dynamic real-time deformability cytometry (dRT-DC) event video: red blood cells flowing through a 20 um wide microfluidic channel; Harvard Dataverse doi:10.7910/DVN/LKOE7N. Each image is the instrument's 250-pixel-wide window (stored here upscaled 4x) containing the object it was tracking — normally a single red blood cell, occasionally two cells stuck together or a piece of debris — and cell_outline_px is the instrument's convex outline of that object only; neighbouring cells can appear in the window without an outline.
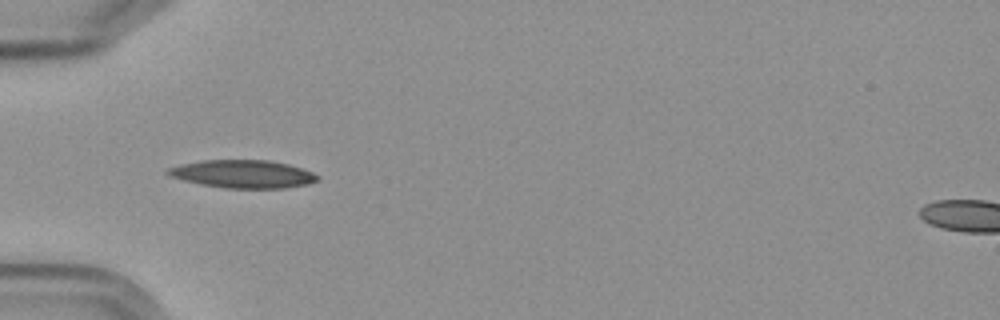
{"species": "Egyptian fruit bat (a non-hibernating species)", "species_latin": "Rousettus aegyptiacus", "temperature_condition": "cold", "stored_images_in_passage": 7, "camera_frame_rate_fps": 3000, "um_per_image_px": 0.085, "frame": {"image": 1, "passage_image": 6, "time_ms": 6.0, "image_size_px": [1000, 320], "cell_outline_px": [[320, 180], [308, 184], [284, 188], [224, 188], [200, 184], [168, 176], [164, 172], [168, 168], [180, 164], [200, 160], [268, 160], [288, 164], [312, 172], [320, 176]], "centroid_in_image_um": [20.63, 14.79], "position_along_channel_um": 64.4, "area_um2": 24.51}}
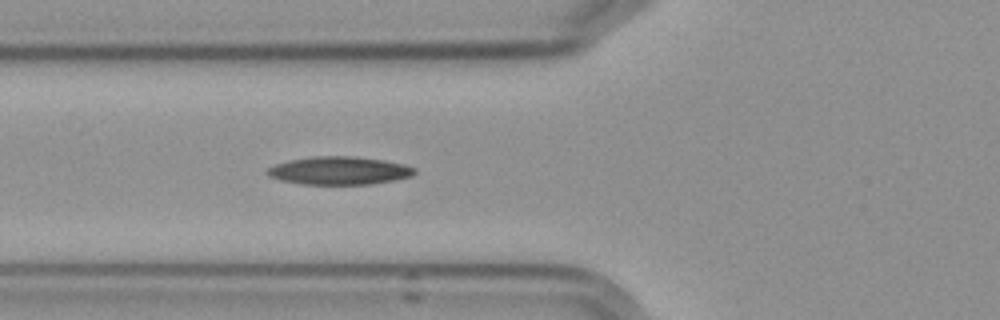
{"frame": {"image": 2, "passage_image": 7, "time_ms": 7.0, "image_size_px": [1000, 320], "cell_outline_px": [[416, 172], [412, 176], [392, 180], [368, 184], [300, 184], [280, 180], [268, 176], [268, 168], [276, 164], [292, 160], [312, 156], [356, 156], [384, 160], [404, 164], [416, 168]], "centroid_in_image_um": [28.85, 14.5], "position_along_channel_um": 96.9, "area_um2": 23.93}}